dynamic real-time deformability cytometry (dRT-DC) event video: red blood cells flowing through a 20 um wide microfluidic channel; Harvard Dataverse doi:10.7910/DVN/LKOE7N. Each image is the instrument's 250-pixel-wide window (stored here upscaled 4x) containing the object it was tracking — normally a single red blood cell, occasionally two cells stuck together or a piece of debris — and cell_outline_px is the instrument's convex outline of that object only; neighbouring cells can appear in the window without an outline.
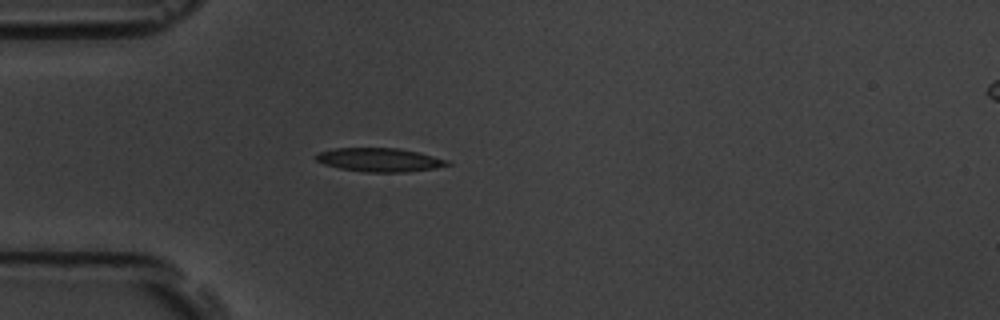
{"species": "common noctule bat (a hibernating species)", "species_latin": "Nyctalus noctula", "temperature_condition": "room temperature", "stored_images_in_passage": 5, "camera_frame_rate_fps": 3000, "um_per_image_px": 0.085, "animal": {"sex": "male", "body_mass_g": 19.5, "forearm_length_mm": 54.6}, "frame": {"image": 1, "passage_image": 4, "time_ms": 3.667, "image_size_px": [1000, 320], "cell_outline_px": [[452, 164], [436, 168], [404, 172], [364, 172], [340, 168], [324, 164], [316, 160], [312, 156], [320, 152], [332, 148], [400, 148], [448, 160]], "centroid_in_image_um": [32.23, 13.58], "position_along_channel_um": 52.8, "area_um2": 18.09}}